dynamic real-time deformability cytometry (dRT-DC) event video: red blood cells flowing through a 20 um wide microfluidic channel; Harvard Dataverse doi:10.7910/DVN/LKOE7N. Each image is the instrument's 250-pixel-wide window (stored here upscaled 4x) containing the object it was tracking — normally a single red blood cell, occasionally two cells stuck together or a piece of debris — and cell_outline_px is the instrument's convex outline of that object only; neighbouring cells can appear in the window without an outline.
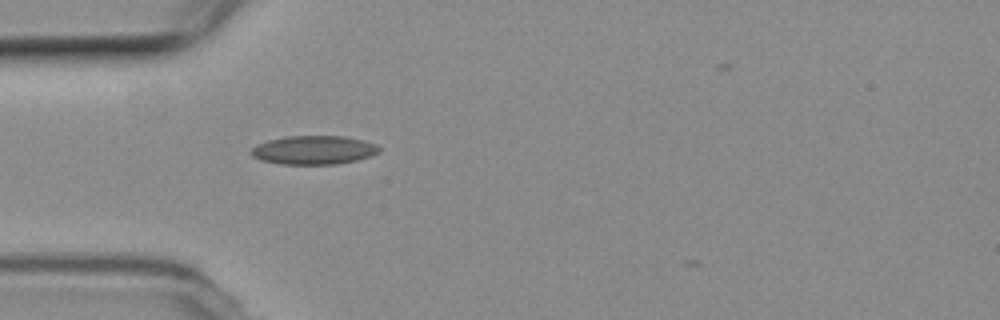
{"species": "common noctule bat (a hibernating species)", "species_latin": "Nyctalus noctula", "temperature_condition": "room temperature", "stored_images_in_passage": 36, "camera_frame_rate_fps": 3000, "um_per_image_px": 0.085, "animal": {"sex": "female", "body_mass_g": 19.3, "forearm_length_mm": 54.1}, "frame": {"image": 1, "passage_image": 1, "time_ms": 0.0, "image_size_px": [1000, 320], "cell_outline_px": [[380, 152], [372, 156], [356, 160], [336, 164], [280, 164], [260, 160], [252, 156], [248, 152], [252, 148], [268, 140], [288, 136], [344, 136], [364, 140], [376, 144], [380, 148]], "centroid_in_image_um": [26.69, 12.75], "position_along_channel_um": 58.3, "area_um2": 21.5}}
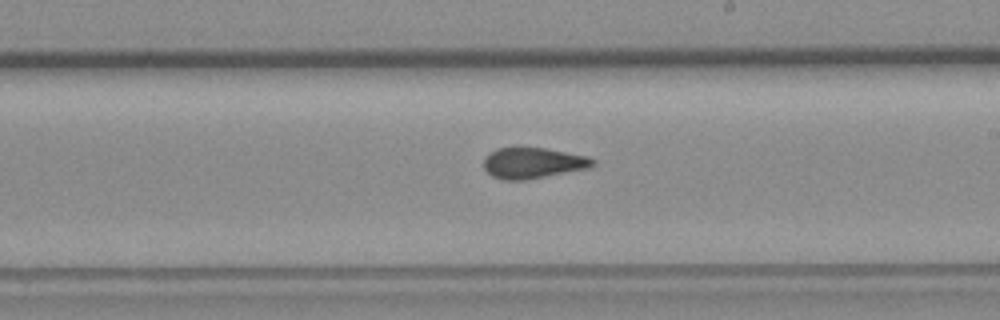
{"frame": {"image": 2, "passage_image": 16, "time_ms": 5.0, "image_size_px": [1000, 320], "cell_outline_px": [[596, 164], [588, 168], [524, 180], [504, 180], [492, 176], [484, 168], [484, 160], [488, 152], [496, 148], [544, 148], [588, 156], [596, 160]], "centroid_in_image_um": [45.3, 13.85], "position_along_channel_um": 243.7, "area_um2": 19.48}}
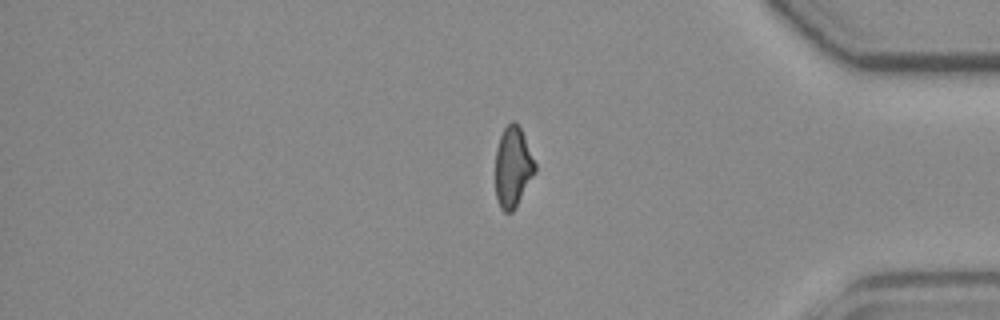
{"frame": {"image": 3, "passage_image": 30, "time_ms": 9.667, "image_size_px": [1000, 320], "cell_outline_px": [[536, 172], [516, 208], [512, 212], [504, 212], [500, 208], [496, 196], [496, 148], [500, 136], [504, 128], [512, 120], [520, 128], [536, 164]], "centroid_in_image_um": [43.6, 14.24], "position_along_channel_um": 391.6, "area_um2": 18.55}, "authors_computed_cell_mechanics": {"area_um2": 19.6809, "velocity_mm_per_s": 3.75, "shape_relaxation_time_tau1_ms": null, "shape_relaxation_time_tau2_ms": 1.921, "deformation_change_tau1": null, "deformation_change_tau2": 0.0751}}